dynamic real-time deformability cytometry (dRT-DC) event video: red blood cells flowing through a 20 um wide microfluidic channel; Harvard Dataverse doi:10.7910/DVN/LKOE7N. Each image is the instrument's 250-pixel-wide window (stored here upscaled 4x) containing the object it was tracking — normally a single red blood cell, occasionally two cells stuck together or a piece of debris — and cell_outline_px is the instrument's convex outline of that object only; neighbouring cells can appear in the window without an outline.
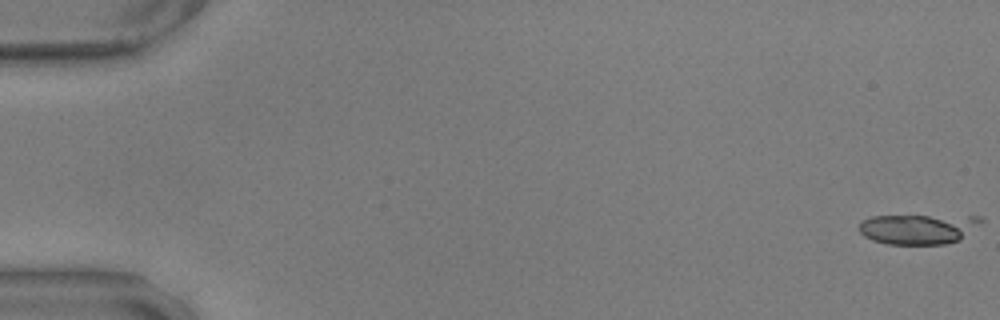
{"species": "common noctule bat (a hibernating species)", "species_latin": "Nyctalus noctula", "temperature_condition": "warm", "stored_images_in_passage": 3, "camera_frame_rate_fps": 3000, "um_per_image_px": 0.085, "animal": {"sex": "male", "body_mass_g": 17.9, "forearm_length_mm": 54.2}, "frame": {"image": 1, "passage_image": 1, "time_ms": 0.0, "image_size_px": [1000, 320], "cell_outline_px": [[984, 220], [960, 240], [944, 244], [888, 244], [872, 240], [864, 236], [860, 232], [860, 220], [872, 216], [984, 216]], "centroid_in_image_um": [78.06, 19.45], "position_along_channel_um": 6.9, "area_um2": 21.39}}